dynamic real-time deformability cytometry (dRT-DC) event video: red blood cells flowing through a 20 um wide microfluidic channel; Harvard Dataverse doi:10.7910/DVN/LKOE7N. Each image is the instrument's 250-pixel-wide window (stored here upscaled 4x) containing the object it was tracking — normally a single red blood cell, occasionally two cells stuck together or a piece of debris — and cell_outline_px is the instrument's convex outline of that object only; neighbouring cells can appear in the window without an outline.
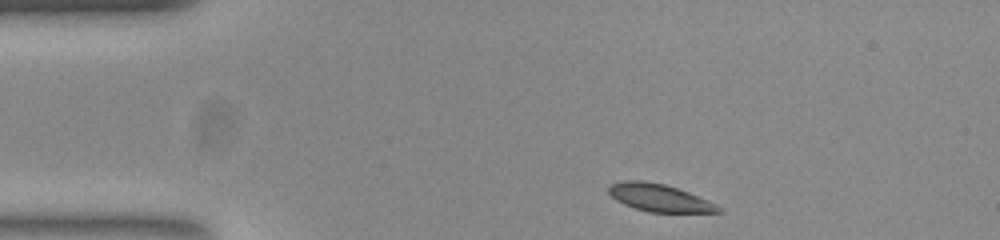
{"species": "common noctule bat (a hibernating species)", "species_latin": "Nyctalus noctula", "temperature_condition": "room temperature", "stored_images_in_passage": 46, "camera_frame_rate_fps": 3000, "um_per_image_px": 0.085, "animal": {"sex": "female", "body_mass_g": 23.0, "forearm_length_mm": 53.4}, "frame": {"image": 1, "passage_image": 1, "time_ms": 0.0, "image_size_px": [1000, 240], "cell_outline_px": [[724, 212], [648, 212], [624, 204], [616, 200], [608, 192], [608, 188], [612, 184], [624, 180], [640, 180], [664, 184], [688, 192], [716, 204], [724, 208]], "centroid_in_image_um": [56.06, 16.82], "position_along_channel_um": 28.9, "area_um2": 17.4}}
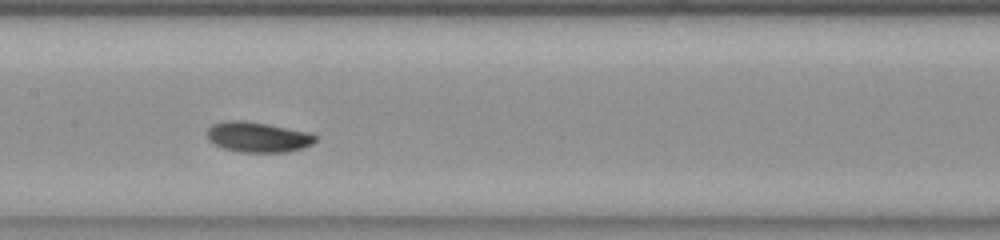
{"frame": {"image": 2, "passage_image": 18, "time_ms": 5.667, "image_size_px": [1000, 240], "cell_outline_px": [[316, 140], [312, 144], [300, 148], [284, 152], [240, 152], [224, 148], [208, 140], [208, 128], [212, 124], [228, 120], [244, 120], [268, 124], [308, 132], [316, 136]], "centroid_in_image_um": [21.9, 11.64], "position_along_channel_um": 185.5, "area_um2": 18.9}}
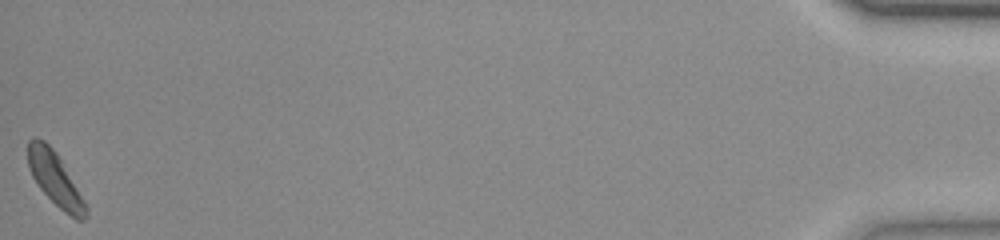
{"frame": {"image": 3, "passage_image": 46, "time_ms": 15.0, "image_size_px": [1000, 240], "cell_outline_px": [[88, 216], [84, 220], [76, 220], [64, 212], [40, 188], [32, 176], [28, 168], [28, 140], [32, 136], [36, 136], [44, 140], [56, 152], [84, 200], [88, 208]], "centroid_in_image_um": [4.67, 15.2], "position_along_channel_um": 430.5, "area_um2": 17.86}, "authors_computed_cell_mechanics": {"area_um2": 18.207, "velocity_mm_per_s": 3.7262, "shape_relaxation_time_tau1_ms": 2.1665, "shape_relaxation_time_tau2_ms": null, "deformation_change_tau1": 0.1043, "deformation_change_tau2": null}}